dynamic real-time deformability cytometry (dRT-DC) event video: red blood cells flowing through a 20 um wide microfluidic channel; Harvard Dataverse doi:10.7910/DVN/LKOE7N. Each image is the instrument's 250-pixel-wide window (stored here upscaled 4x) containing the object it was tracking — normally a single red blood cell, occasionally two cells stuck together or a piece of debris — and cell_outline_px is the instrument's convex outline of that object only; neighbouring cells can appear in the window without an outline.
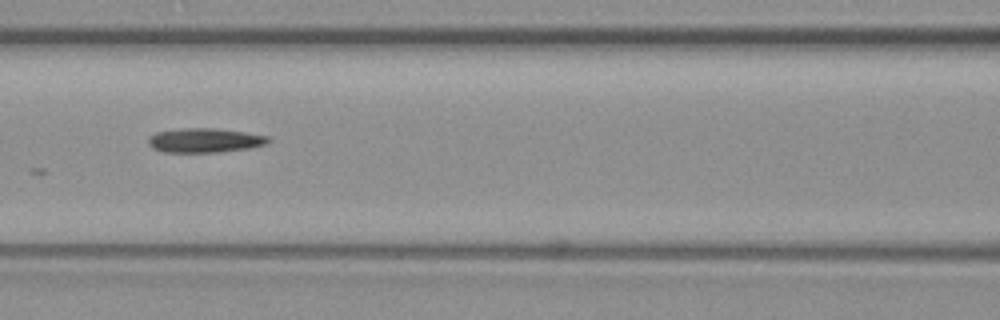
{"species": "common noctule bat (a hibernating species)", "species_latin": "Nyctalus noctula", "temperature_condition": "warm", "stored_images_in_passage": 4, "camera_frame_rate_fps": 3000, "um_per_image_px": 0.085, "animal": {"sex": "female", "body_mass_g": 19.3, "forearm_length_mm": 54.1}, "frame": {"image": 1, "passage_image": 3, "time_ms": 0.667, "image_size_px": [1000, 320], "cell_outline_px": [[272, 140], [268, 144], [248, 148], [220, 152], [164, 152], [152, 148], [148, 144], [148, 136], [156, 132], [184, 128], [212, 128], [244, 132], [268, 136]], "centroid_in_image_um": [17.4, 11.93], "position_along_channel_um": 149.2, "area_um2": 17.05}}
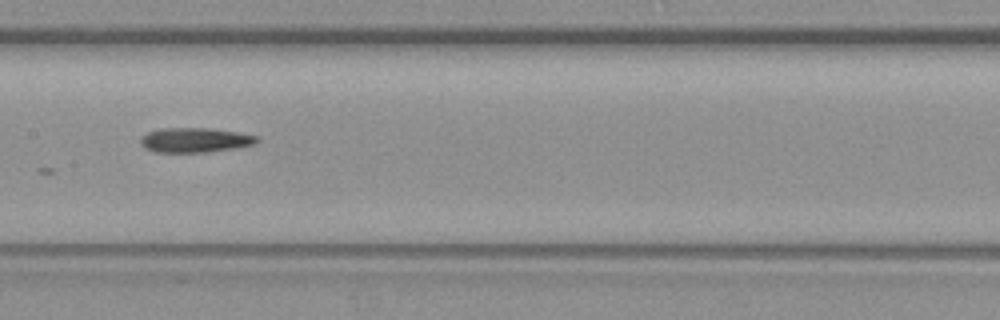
{"frame": {"image": 2, "passage_image": 4, "time_ms": 1.0, "image_size_px": [1000, 320], "cell_outline_px": [[260, 140], [256, 144], [236, 148], [208, 152], [156, 152], [144, 148], [140, 144], [140, 136], [148, 132], [160, 128], [208, 128], [236, 132], [260, 136]], "centroid_in_image_um": [16.58, 11.91], "position_along_channel_um": 190.8, "area_um2": 16.94}}